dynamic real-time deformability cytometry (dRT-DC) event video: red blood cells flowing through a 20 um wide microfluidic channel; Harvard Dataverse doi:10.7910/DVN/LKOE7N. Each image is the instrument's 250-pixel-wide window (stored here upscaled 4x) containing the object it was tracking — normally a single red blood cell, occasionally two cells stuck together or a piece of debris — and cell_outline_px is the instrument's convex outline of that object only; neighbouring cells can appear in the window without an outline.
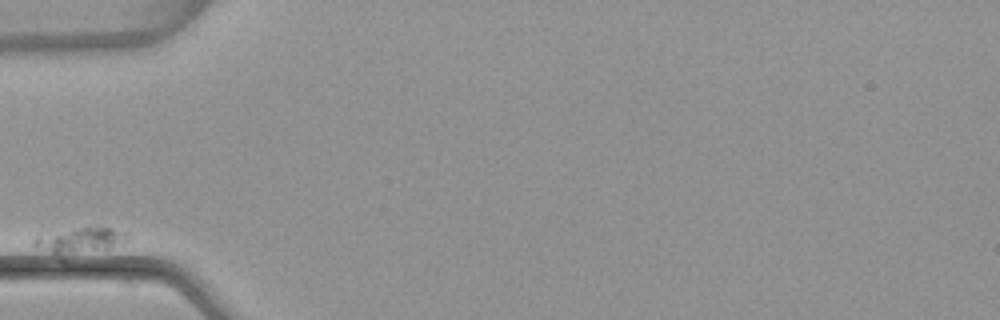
{"species": "common noctule bat (a hibernating species)", "species_latin": "Nyctalus noctula", "temperature_condition": "warm", "stored_images_in_passage": 4, "camera_frame_rate_fps": 3000, "um_per_image_px": 0.085, "animal": {"sex": "female", "body_mass_g": 22.7, "forearm_length_mm": 54.2}, "frame": {"image": 1, "passage_image": 1, "time_ms": 0.0, "image_size_px": [1000, 320], "cell_outline_px": [[128, 236], [120, 244], [108, 248], [60, 260], [32, 244], [36, 236], [96, 224], [100, 224], [128, 232]], "centroid_in_image_um": [6.78, 20.46], "position_along_channel_um": 78.2, "area_um2": 15.03}}